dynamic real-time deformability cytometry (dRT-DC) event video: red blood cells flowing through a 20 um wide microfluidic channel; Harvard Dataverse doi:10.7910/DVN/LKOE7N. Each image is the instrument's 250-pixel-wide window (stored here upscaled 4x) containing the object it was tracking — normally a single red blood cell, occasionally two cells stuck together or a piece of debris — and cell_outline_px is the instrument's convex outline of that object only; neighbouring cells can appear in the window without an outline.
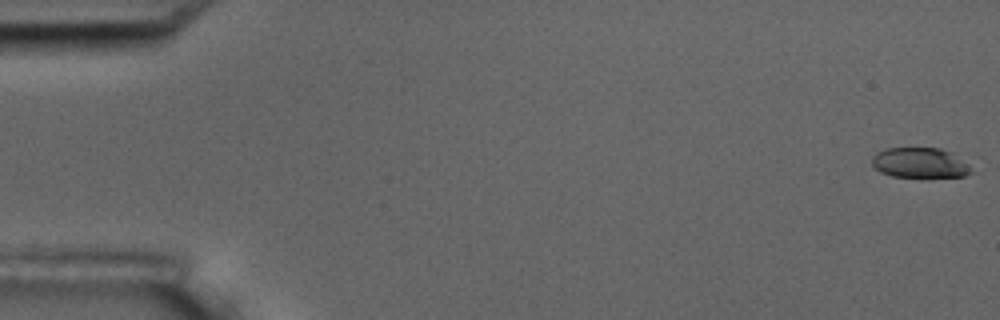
{"species": "common noctule bat (a hibernating species)", "species_latin": "Nyctalus noctula", "temperature_condition": "room temperature", "stored_images_in_passage": 5, "camera_frame_rate_fps": 3000, "um_per_image_px": 0.085, "animal": {"sex": "male", "body_mass_g": 17.5, "forearm_length_mm": 52.3}, "frame": {"image": 1, "passage_image": 1, "time_ms": 0.0, "image_size_px": [1000, 320], "cell_outline_px": [[972, 172], [964, 176], [928, 180], [892, 176], [880, 172], [872, 164], [872, 156], [876, 152], [884, 148], [940, 148], [952, 152], [968, 164]], "centroid_in_image_um": [78.2, 13.89], "position_along_channel_um": 6.8, "area_um2": 18.32}}
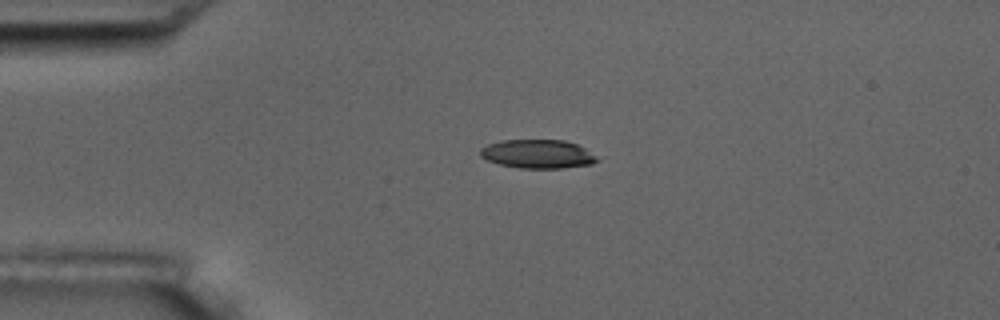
{"frame": {"image": 2, "passage_image": 4, "time_ms": 4.333, "image_size_px": [1000, 320], "cell_outline_px": [[600, 160], [592, 164], [564, 168], [520, 168], [500, 164], [488, 160], [480, 156], [480, 148], [488, 144], [500, 140], [564, 140], [576, 144], [584, 148], [596, 156]], "centroid_in_image_um": [45.7, 13.09], "position_along_channel_um": 39.3, "area_um2": 19.54}}